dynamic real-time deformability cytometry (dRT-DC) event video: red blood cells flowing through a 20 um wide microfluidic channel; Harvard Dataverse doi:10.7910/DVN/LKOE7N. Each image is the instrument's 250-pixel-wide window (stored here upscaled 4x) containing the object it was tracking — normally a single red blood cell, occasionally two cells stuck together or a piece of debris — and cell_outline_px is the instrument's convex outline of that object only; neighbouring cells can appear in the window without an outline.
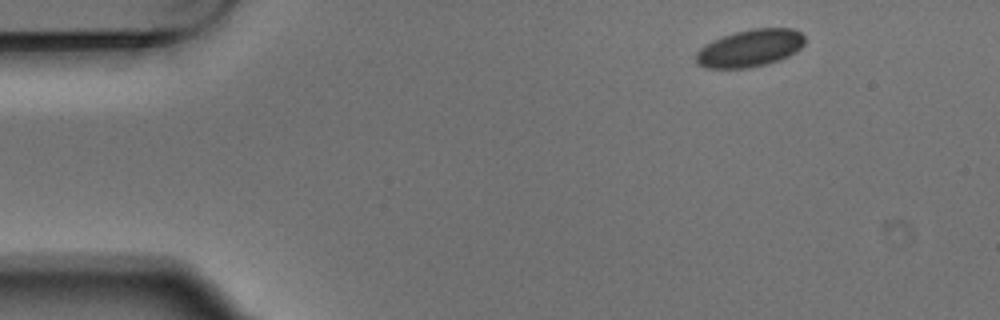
{"species": "Egyptian fruit bat (a non-hibernating species)", "species_latin": "Rousettus aegyptiacus", "temperature_condition": "warm", "stored_images_in_passage": 9, "camera_frame_rate_fps": 3000, "um_per_image_px": 0.085, "animal": {"sex": "male"}, "frame": {"image": 1, "passage_image": 1, "time_ms": 0.0, "image_size_px": [1000, 320], "cell_outline_px": [[804, 44], [796, 52], [780, 60], [768, 64], [748, 68], [704, 68], [696, 60], [696, 52], [704, 44], [712, 40], [736, 32], [752, 28], [792, 28], [800, 32], [804, 36]], "centroid_in_image_um": [63.76, 4.1], "position_along_channel_um": 21.2, "area_um2": 23.76}}
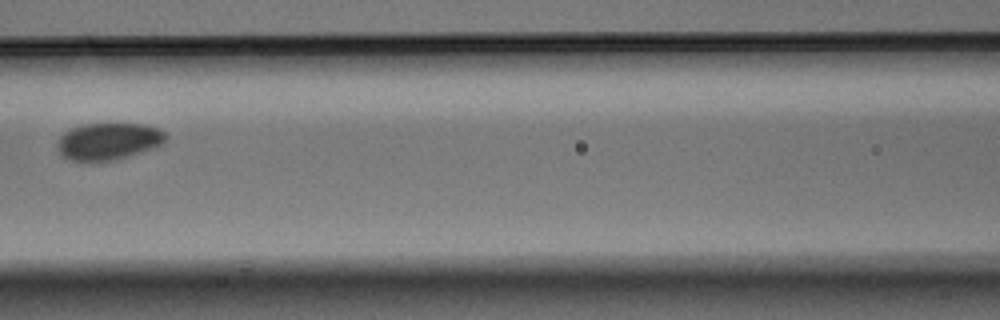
{"frame": {"image": 2, "passage_image": 6, "time_ms": 1.667, "image_size_px": [1000, 320], "cell_outline_px": [[168, 136], [160, 144], [152, 148], [116, 160], [92, 164], [72, 160], [64, 156], [56, 148], [60, 136], [64, 132], [72, 128], [84, 124], [144, 124], [160, 128]], "centroid_in_image_um": [9.19, 12.04], "position_along_channel_um": 157.4, "area_um2": 23.64}}
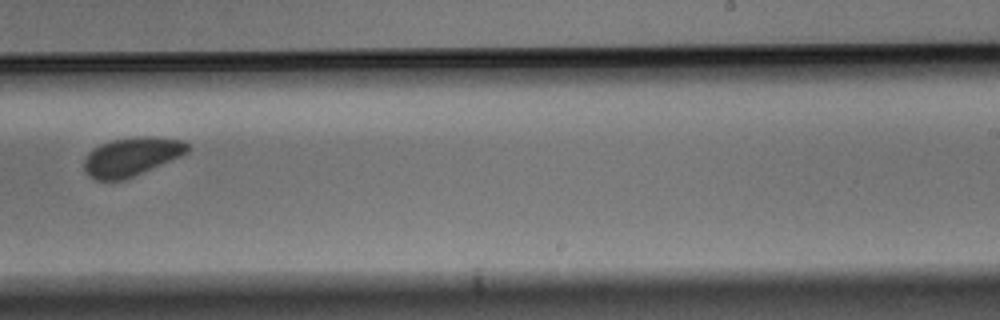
{"frame": {"image": 3, "passage_image": 9, "time_ms": 2.667, "image_size_px": [1000, 320], "cell_outline_px": [[188, 152], [180, 156], [124, 180], [96, 180], [88, 176], [84, 172], [84, 160], [88, 152], [92, 148], [100, 144], [112, 140], [136, 136], [156, 136], [184, 140], [188, 144]], "centroid_in_image_um": [11.15, 13.3], "position_along_channel_um": 277.9, "area_um2": 23.41}}